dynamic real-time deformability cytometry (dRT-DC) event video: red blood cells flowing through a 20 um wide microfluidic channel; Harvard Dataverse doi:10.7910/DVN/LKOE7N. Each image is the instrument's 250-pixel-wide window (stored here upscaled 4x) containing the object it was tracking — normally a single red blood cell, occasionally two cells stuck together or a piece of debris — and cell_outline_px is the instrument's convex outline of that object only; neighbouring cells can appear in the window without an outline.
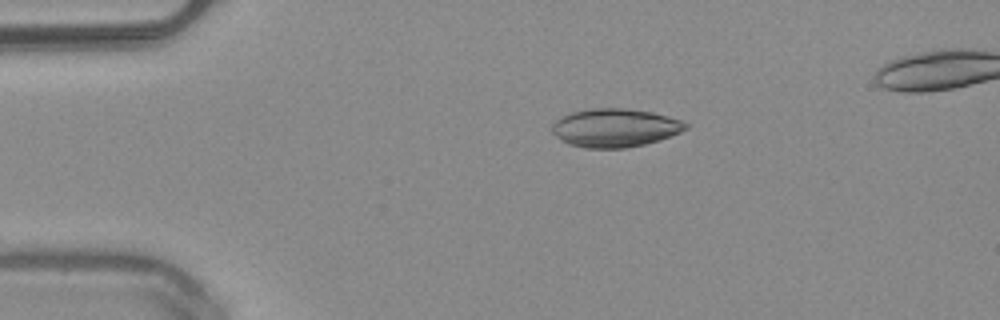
{"species": "common noctule bat (a hibernating species)", "species_latin": "Nyctalus noctula", "temperature_condition": "warm", "stored_images_in_passage": 17, "camera_frame_rate_fps": 3000, "um_per_image_px": 0.085, "animal": {"sex": "male", "body_mass_g": 20.4}, "frame": {"image": 1, "passage_image": 1, "time_ms": 0.0, "image_size_px": [1000, 320], "cell_outline_px": [[692, 124], [688, 128], [680, 132], [644, 144], [624, 148], [584, 148], [568, 144], [560, 140], [552, 132], [552, 124], [556, 120], [572, 112], [592, 108], [620, 108], [652, 112], [668, 116]], "centroid_in_image_um": [52.26, 10.86], "position_along_channel_um": 32.7, "area_um2": 29.77}}
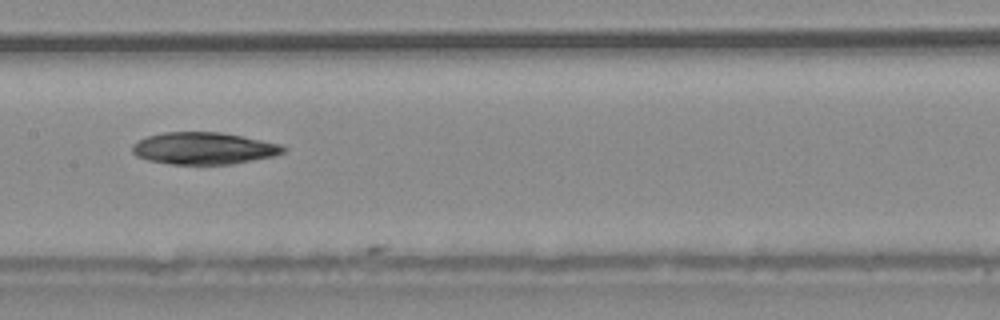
{"frame": {"image": 2, "passage_image": 16, "time_ms": 5.0, "image_size_px": [1000, 320], "cell_outline_px": [[288, 148], [284, 152], [272, 156], [232, 164], [168, 164], [148, 160], [136, 156], [132, 152], [132, 144], [148, 136], [164, 132], [220, 132], [280, 144]], "centroid_in_image_um": [17.29, 12.61], "position_along_channel_um": 190.1, "area_um2": 27.98}}